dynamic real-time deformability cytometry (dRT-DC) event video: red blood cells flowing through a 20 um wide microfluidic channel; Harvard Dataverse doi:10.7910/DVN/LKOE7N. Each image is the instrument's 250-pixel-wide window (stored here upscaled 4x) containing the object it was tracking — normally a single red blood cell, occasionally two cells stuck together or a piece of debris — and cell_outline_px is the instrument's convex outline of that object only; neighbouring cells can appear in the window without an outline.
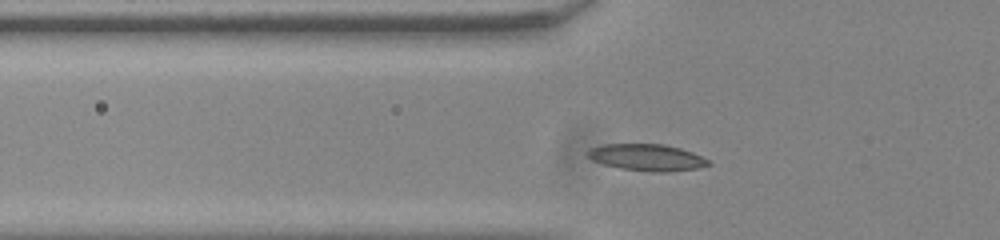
{"species": "common noctule bat (a hibernating species)", "species_latin": "Nyctalus noctula", "temperature_condition": "room temperature", "stored_images_in_passage": 45, "camera_frame_rate_fps": 3000, "um_per_image_px": 0.085, "animal": {"sex": "male", "body_mass_g": 20.0, "forearm_length_mm": 53.3}, "frame": {"image": 1, "passage_image": 9, "time_ms": 2.667, "image_size_px": [1000, 240], "cell_outline_px": [[712, 164], [696, 168], [668, 172], [652, 172], [620, 168], [604, 164], [592, 160], [588, 156], [588, 152], [592, 148], [604, 144], [664, 144], [680, 148], [692, 152], [708, 160]], "centroid_in_image_um": [55.0, 13.38], "position_along_channel_um": 70.8, "area_um2": 18.55}}
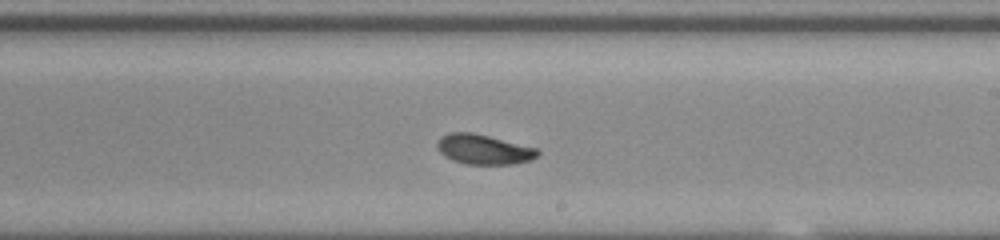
{"frame": {"image": 2, "passage_image": 23, "time_ms": 7.333, "image_size_px": [1000, 240], "cell_outline_px": [[540, 152], [532, 160], [512, 164], [468, 164], [452, 160], [444, 156], [440, 152], [436, 144], [440, 136], [448, 132], [472, 132], [536, 148]], "centroid_in_image_um": [41.07, 12.69], "position_along_channel_um": 247.9, "area_um2": 17.4}}
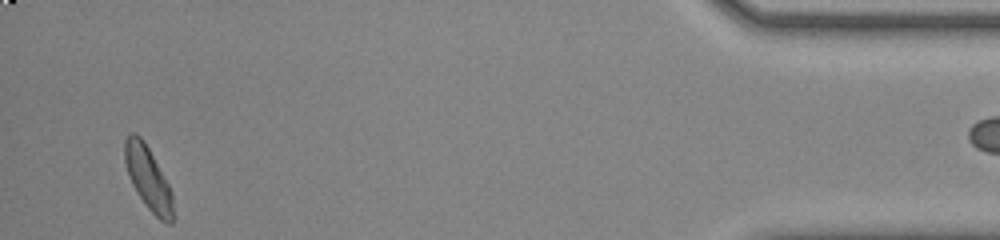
{"frame": {"image": 3, "passage_image": 42, "time_ms": 13.667, "image_size_px": [1000, 240], "cell_outline_px": [[172, 224], [168, 224], [160, 220], [148, 208], [136, 192], [132, 184], [124, 160], [124, 140], [132, 132], [136, 132], [144, 140], [168, 184], [172, 192]], "centroid_in_image_um": [12.57, 15.12], "position_along_channel_um": 422.6, "area_um2": 17.51}}